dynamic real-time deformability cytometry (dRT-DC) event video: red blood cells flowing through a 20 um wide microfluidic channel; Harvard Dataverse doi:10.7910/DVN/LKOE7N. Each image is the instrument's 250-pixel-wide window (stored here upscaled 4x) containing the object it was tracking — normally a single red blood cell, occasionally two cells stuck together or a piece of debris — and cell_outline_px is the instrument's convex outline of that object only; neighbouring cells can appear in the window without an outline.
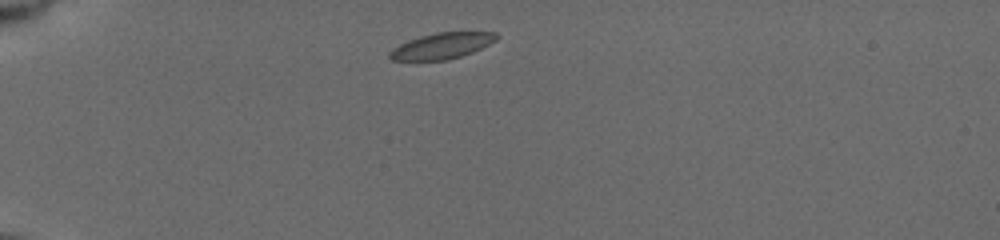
{"species": "common noctule bat (a hibernating species)", "species_latin": "Nyctalus noctula", "temperature_condition": "cold", "stored_images_in_passage": 4, "camera_frame_rate_fps": 3000, "um_per_image_px": 0.085, "animal": {"sex": "female", "body_mass_g": 19.5, "forearm_length_mm": 54.1}, "frame": {"image": 1, "passage_image": 1, "time_ms": 0.0, "image_size_px": [1000, 240], "cell_outline_px": [[500, 36], [496, 40], [472, 52], [448, 60], [392, 60], [388, 56], [388, 52], [400, 44], [408, 40], [420, 36], [436, 32], [496, 32]], "centroid_in_image_um": [37.55, 3.89], "position_along_channel_um": 47.4, "area_um2": 16.07}}
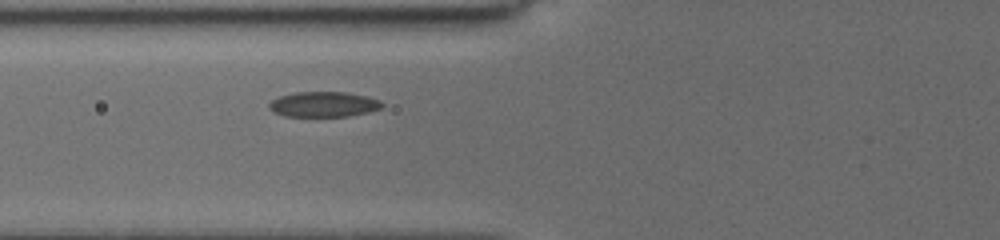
{"frame": {"image": 2, "passage_image": 4, "time_ms": 2.333, "image_size_px": [1000, 240], "cell_outline_px": [[384, 104], [380, 108], [368, 112], [348, 116], [284, 116], [268, 108], [268, 104], [272, 100], [280, 96], [296, 92], [348, 92], [368, 96], [380, 100]], "centroid_in_image_um": [27.53, 8.86], "position_along_channel_um": 98.3, "area_um2": 16.59}}